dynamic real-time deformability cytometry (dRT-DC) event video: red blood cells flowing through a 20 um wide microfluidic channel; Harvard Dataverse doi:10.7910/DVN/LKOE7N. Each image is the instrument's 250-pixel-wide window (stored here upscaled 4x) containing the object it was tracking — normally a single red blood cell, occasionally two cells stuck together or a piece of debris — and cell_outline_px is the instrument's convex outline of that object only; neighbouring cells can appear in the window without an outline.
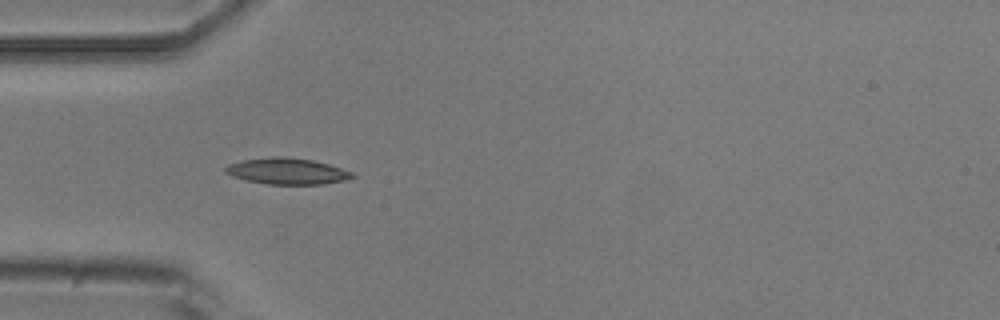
{"species": "common noctule bat (a hibernating species)", "species_latin": "Nyctalus noctula", "temperature_condition": "room temperature", "stored_images_in_passage": 5, "camera_frame_rate_fps": 3000, "um_per_image_px": 0.085, "animal": {"sex": "male", "body_mass_g": 20.5, "forearm_length_mm": 52.5}, "frame": {"image": 1, "passage_image": 4, "time_ms": 3.667, "image_size_px": [1000, 320], "cell_outline_px": [[356, 176], [344, 180], [324, 184], [268, 184], [248, 180], [232, 176], [224, 172], [224, 168], [228, 164], [244, 160], [272, 156], [280, 156], [312, 160], [328, 164], [352, 172]], "centroid_in_image_um": [24.39, 14.55], "position_along_channel_um": 60.6, "area_um2": 19.19}}
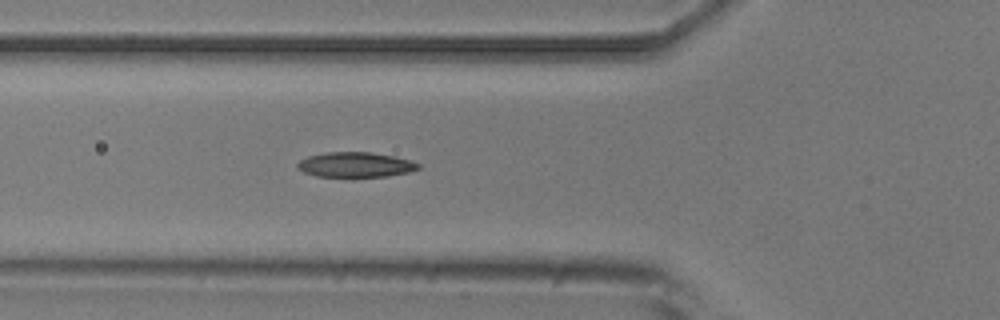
{"frame": {"image": 2, "passage_image": 5, "time_ms": 4.667, "image_size_px": [1000, 320], "cell_outline_px": [[420, 168], [408, 172], [388, 176], [316, 176], [304, 172], [296, 168], [296, 164], [300, 160], [308, 156], [324, 152], [368, 152], [396, 156], [412, 160], [420, 164]], "centroid_in_image_um": [30.22, 13.99], "position_along_channel_um": 95.6, "area_um2": 17.63}}